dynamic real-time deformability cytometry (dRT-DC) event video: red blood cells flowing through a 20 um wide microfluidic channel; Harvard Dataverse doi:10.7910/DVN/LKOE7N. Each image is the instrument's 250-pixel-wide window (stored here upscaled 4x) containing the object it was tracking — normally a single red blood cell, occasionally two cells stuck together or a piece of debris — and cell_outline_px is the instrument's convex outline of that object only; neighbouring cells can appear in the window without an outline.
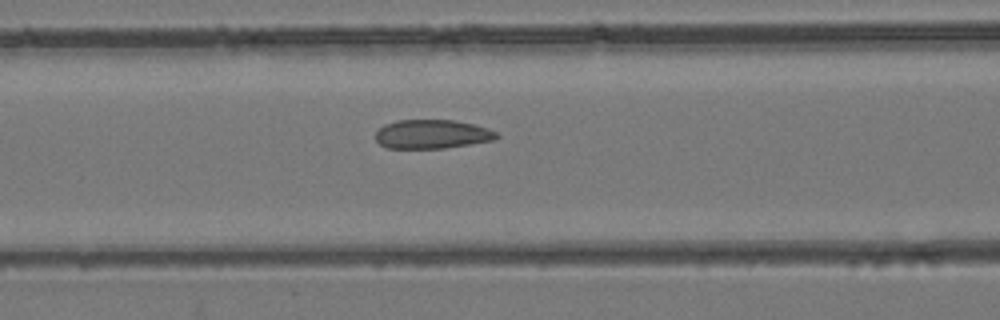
{"species": "common noctule bat (a hibernating species)", "species_latin": "Nyctalus noctula", "temperature_condition": "room temperature", "stored_images_in_passage": 45, "camera_frame_rate_fps": 3000, "um_per_image_px": 0.085, "animal": {"sex": "female", "body_mass_g": 24.6, "forearm_length_mm": 56.2}, "frame": {"image": 1, "passage_image": 19, "time_ms": 6.0, "image_size_px": [1000, 320], "cell_outline_px": [[500, 136], [492, 140], [444, 148], [388, 148], [380, 144], [376, 140], [376, 132], [384, 124], [396, 120], [452, 120], [472, 124], [488, 128], [496, 132]], "centroid_in_image_um": [36.7, 11.4], "position_along_channel_um": 129.9, "area_um2": 20.23}}
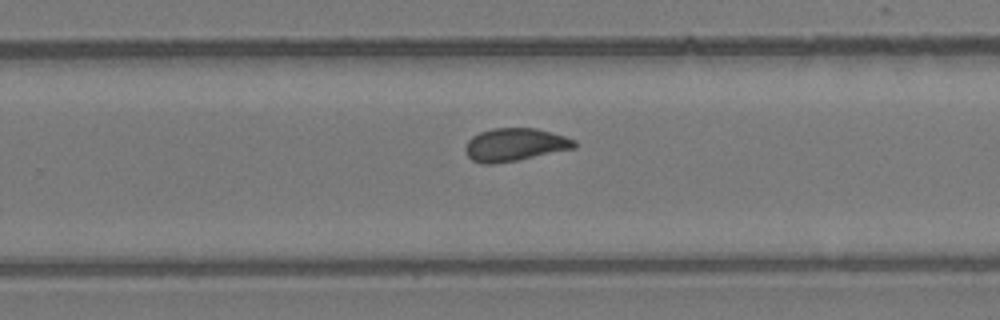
{"frame": {"image": 2, "passage_image": 29, "time_ms": 9.333, "image_size_px": [1000, 320], "cell_outline_px": [[576, 148], [516, 160], [492, 164], [484, 164], [472, 160], [468, 156], [464, 148], [468, 140], [472, 136], [480, 132], [492, 128], [536, 128], [552, 132], [576, 140]], "centroid_in_image_um": [43.76, 12.29], "position_along_channel_um": 286.0, "area_um2": 20.87}}
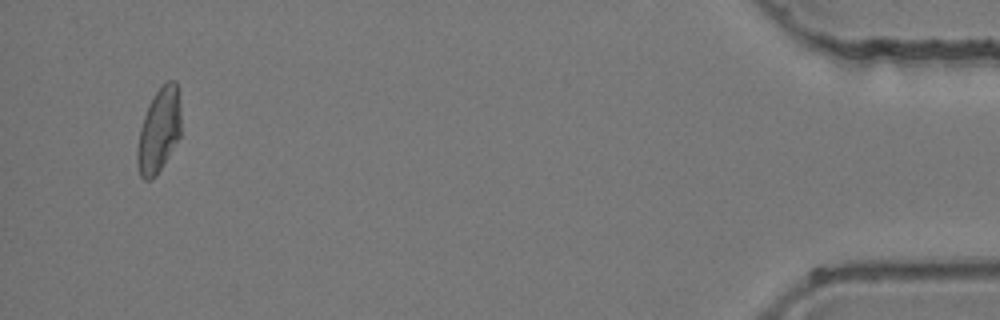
{"frame": {"image": 3, "passage_image": 43, "time_ms": 14.0, "image_size_px": [1000, 320], "cell_outline_px": [[180, 136], [156, 176], [152, 180], [144, 180], [140, 176], [136, 160], [136, 148], [140, 128], [148, 104], [156, 92], [168, 80], [176, 80], [180, 100]], "centroid_in_image_um": [13.49, 11.1], "position_along_channel_um": 421.7, "area_um2": 21.56}}